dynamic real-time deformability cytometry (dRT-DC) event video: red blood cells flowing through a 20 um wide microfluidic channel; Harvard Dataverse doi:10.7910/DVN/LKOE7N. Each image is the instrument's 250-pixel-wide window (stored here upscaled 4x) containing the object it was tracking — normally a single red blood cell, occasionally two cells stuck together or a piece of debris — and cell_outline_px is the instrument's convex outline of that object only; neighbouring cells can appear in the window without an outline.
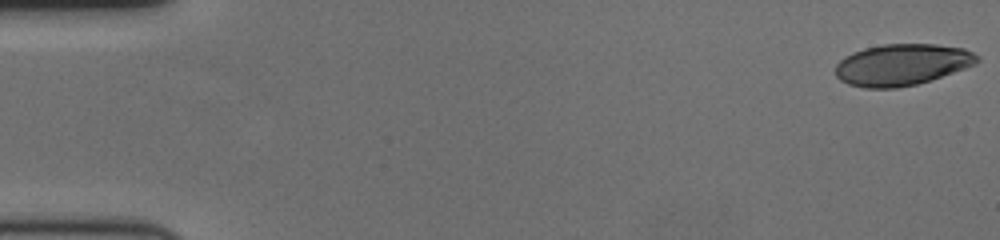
{"species": "human", "species_latin": "Homo sapiens", "temperature_condition": "cold", "stored_images_in_passage": 60, "camera_frame_rate_fps": 3000, "um_per_image_px": 0.085, "donor": {"sex": "female"}, "frame": {"image": 1, "passage_image": 1, "time_ms": 0.0, "image_size_px": [1000, 240], "cell_outline_px": [[980, 60], [976, 64], [916, 84], [896, 88], [864, 88], [848, 84], [840, 80], [836, 76], [836, 64], [844, 56], [852, 52], [864, 48], [884, 44], [936, 44], [964, 48], [980, 56]], "centroid_in_image_um": [76.64, 5.49], "position_along_channel_um": 8.4, "area_um2": 34.16}}
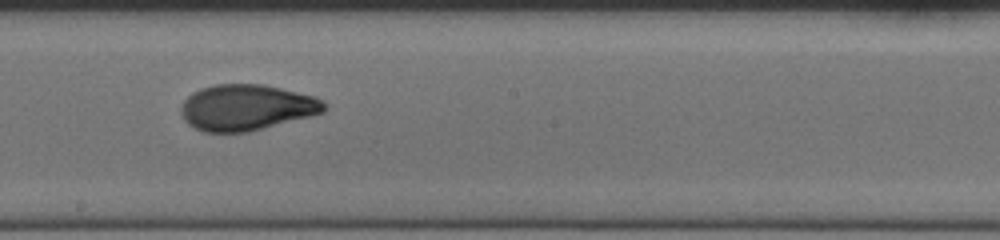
{"frame": {"image": 2, "passage_image": 34, "time_ms": 11.0, "image_size_px": [1000, 240], "cell_outline_px": [[328, 108], [324, 112], [312, 116], [248, 132], [204, 132], [188, 124], [184, 120], [180, 112], [180, 108], [184, 100], [192, 92], [200, 88], [216, 84], [260, 84], [280, 88], [316, 96], [324, 100]], "centroid_in_image_um": [20.97, 9.13], "position_along_channel_um": 227.2, "area_um2": 38.61}}
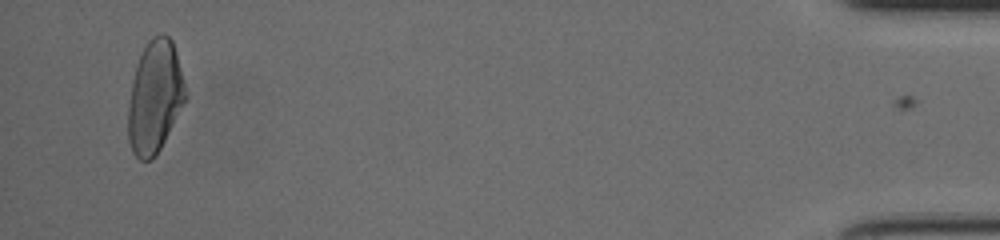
{"frame": {"image": 3, "passage_image": 58, "time_ms": 19.0, "image_size_px": [1000, 240], "cell_outline_px": [[188, 96], [156, 156], [152, 160], [140, 160], [132, 152], [128, 140], [128, 104], [132, 80], [136, 64], [148, 40], [152, 36], [160, 32], [164, 32], [172, 40], [176, 52]], "centroid_in_image_um": [13.15, 8.23], "position_along_channel_um": 422.0, "area_um2": 37.74}, "authors_computed_cell_mechanics": {"area_um2": 36.9342, "velocity_mm_per_s": 3.4694, "shape_relaxation_time_tau1_ms": 5.2776, "shape_relaxation_time_tau2_ms": 1.4141, "deformation_change_tau1": 0.1971, "deformation_change_tau2": 0.0665}}